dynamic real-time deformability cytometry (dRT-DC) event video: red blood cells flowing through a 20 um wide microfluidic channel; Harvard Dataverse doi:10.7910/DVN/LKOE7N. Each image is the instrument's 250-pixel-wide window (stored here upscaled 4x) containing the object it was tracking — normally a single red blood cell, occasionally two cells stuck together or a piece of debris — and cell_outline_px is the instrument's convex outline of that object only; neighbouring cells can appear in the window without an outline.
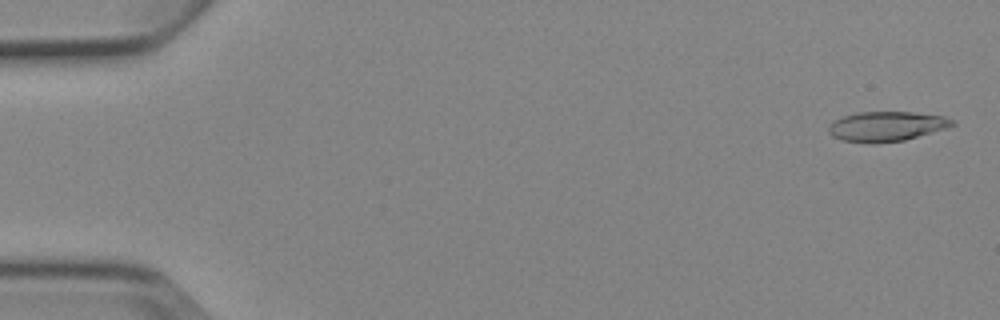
{"species": "Egyptian fruit bat (a non-hibernating species)", "species_latin": "Rousettus aegyptiacus", "temperature_condition": "cold", "stored_images_in_passage": 5, "camera_frame_rate_fps": 3000, "um_per_image_px": 0.085, "animal": {"sex": "female"}, "frame": {"image": 1, "passage_image": 1, "time_ms": 0.0, "image_size_px": [1000, 320], "cell_outline_px": [[956, 124], [948, 128], [904, 140], [840, 140], [832, 136], [828, 132], [828, 128], [836, 120], [844, 116], [856, 112], [912, 112], [944, 116], [952, 120]], "centroid_in_image_um": [75.41, 10.69], "position_along_channel_um": 9.6, "area_um2": 20.58}}
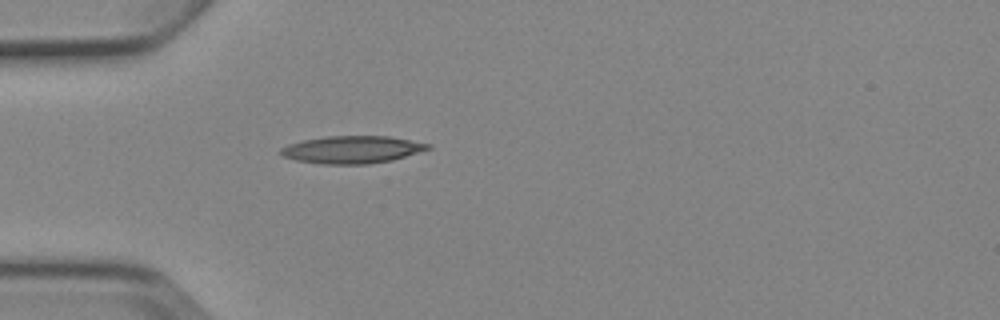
{"frame": {"image": 2, "passage_image": 5, "time_ms": 4.667, "image_size_px": [1000, 320], "cell_outline_px": [[432, 148], [392, 160], [368, 164], [320, 164], [296, 160], [284, 156], [280, 152], [280, 148], [288, 144], [304, 140], [328, 136], [388, 136], [432, 144]], "centroid_in_image_um": [29.94, 12.71], "position_along_channel_um": 55.1, "area_um2": 23.47}}